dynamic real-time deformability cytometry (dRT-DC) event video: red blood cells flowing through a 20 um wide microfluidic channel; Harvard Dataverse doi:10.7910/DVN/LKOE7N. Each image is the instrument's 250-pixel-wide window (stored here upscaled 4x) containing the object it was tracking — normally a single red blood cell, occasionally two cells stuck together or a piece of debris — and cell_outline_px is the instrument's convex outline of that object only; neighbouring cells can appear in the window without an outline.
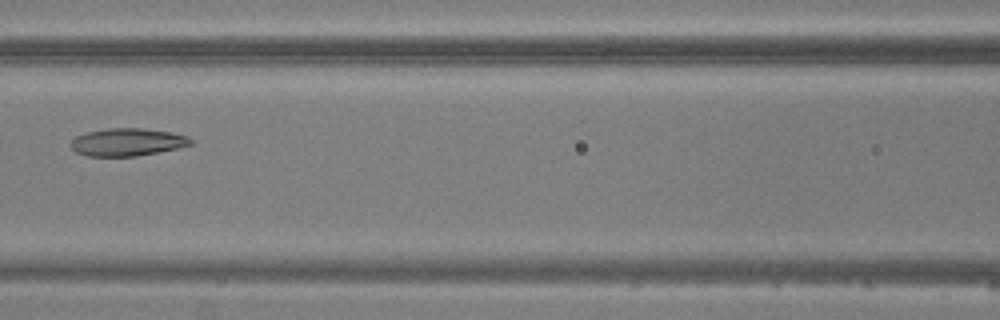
{"species": "common noctule bat (a hibernating species)", "species_latin": "Nyctalus noctula", "temperature_condition": "warm", "stored_images_in_passage": 3, "camera_frame_rate_fps": 3000, "um_per_image_px": 0.085, "animal": {"sex": "male", "body_mass_g": 20.5, "forearm_length_mm": 52.5}, "frame": {"image": 1, "passage_image": 3, "time_ms": 2.0, "image_size_px": [1000, 320], "cell_outline_px": [[192, 144], [176, 148], [136, 156], [88, 156], [76, 152], [68, 144], [76, 136], [88, 132], [108, 128], [144, 128], [172, 132], [188, 136], [192, 140]], "centroid_in_image_um": [10.81, 12.07], "position_along_channel_um": 155.8, "area_um2": 19.25}}